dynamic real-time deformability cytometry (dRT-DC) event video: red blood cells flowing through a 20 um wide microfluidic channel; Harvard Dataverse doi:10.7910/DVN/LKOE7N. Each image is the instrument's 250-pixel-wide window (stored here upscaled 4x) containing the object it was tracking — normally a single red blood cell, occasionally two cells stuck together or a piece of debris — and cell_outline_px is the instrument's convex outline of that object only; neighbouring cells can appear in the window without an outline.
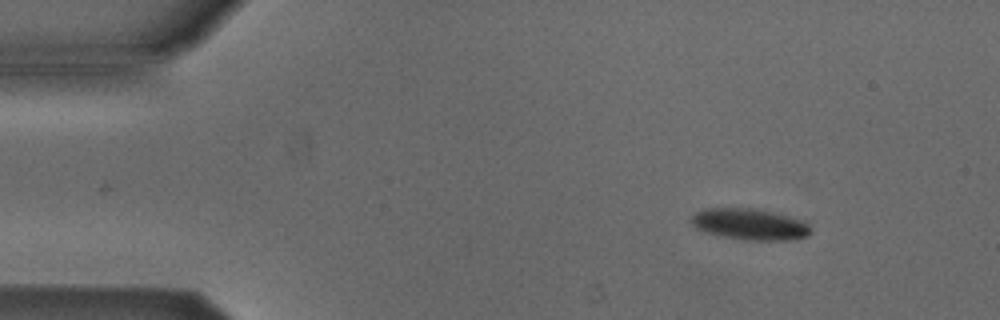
{"species": "Egyptian fruit bat (a non-hibernating species)", "species_latin": "Rousettus aegyptiacus", "temperature_condition": "cold", "stored_images_in_passage": 47, "camera_frame_rate_fps": 3000, "um_per_image_px": 0.085, "animal": {"sex": "male"}, "frame": {"image": 1, "passage_image": 1, "time_ms": 0.0, "image_size_px": [1000, 320], "cell_outline_px": [[812, 232], [808, 236], [796, 240], [748, 240], [724, 236], [708, 232], [696, 228], [692, 224], [692, 216], [696, 212], [704, 208], [752, 208], [788, 216], [800, 220], [808, 224]], "centroid_in_image_um": [63.76, 19.06], "position_along_channel_um": 21.2, "area_um2": 21.5}}
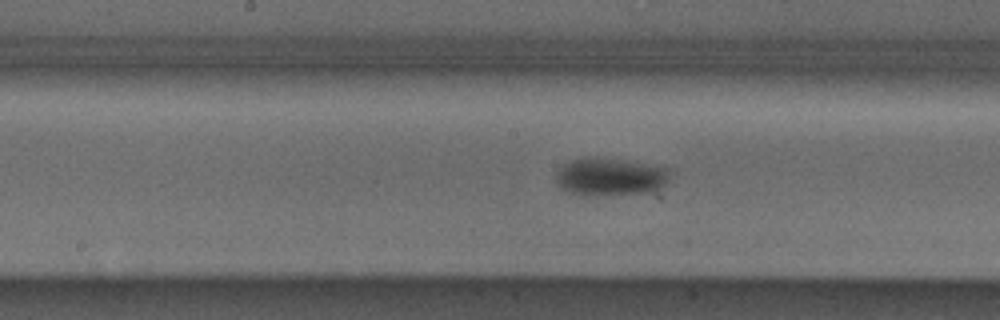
{"frame": {"image": 2, "passage_image": 21, "time_ms": 6.667, "image_size_px": [1000, 320], "cell_outline_px": [[668, 180], [664, 184], [652, 192], [596, 196], [580, 196], [568, 192], [560, 188], [556, 184], [556, 172], [564, 164], [572, 160], [584, 156], [592, 156], [668, 168]], "centroid_in_image_um": [51.77, 15.05], "position_along_channel_um": 196.4, "area_um2": 25.14}}
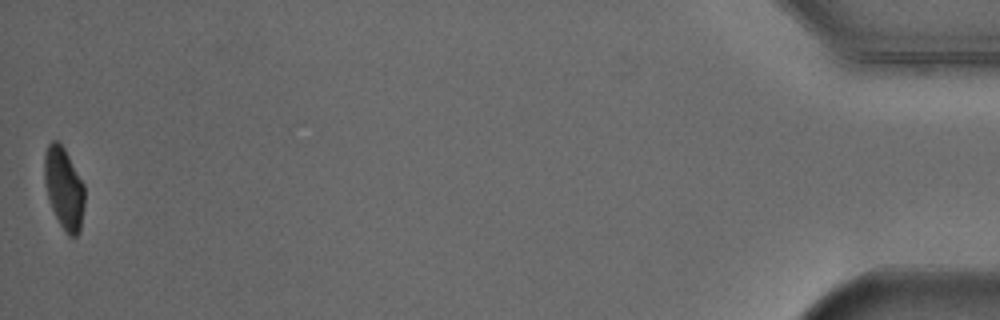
{"frame": {"image": 3, "passage_image": 47, "time_ms": 15.333, "image_size_px": [1000, 320], "cell_outline_px": [[84, 204], [80, 232], [76, 236], [68, 236], [60, 224], [52, 208], [48, 196], [44, 180], [44, 156], [48, 144], [52, 140], [56, 140], [64, 148], [84, 184]], "centroid_in_image_um": [5.44, 16.0], "position_along_channel_um": 429.8, "area_um2": 18.96}, "authors_computed_cell_mechanics": {"area_um2": 22.6576, "velocity_mm_per_s": 3.8578, "shape_relaxation_time_tau1_ms": 2.3365, "shape_relaxation_time_tau2_ms": null, "deformation_change_tau1": 0.1121, "deformation_change_tau2": null}}